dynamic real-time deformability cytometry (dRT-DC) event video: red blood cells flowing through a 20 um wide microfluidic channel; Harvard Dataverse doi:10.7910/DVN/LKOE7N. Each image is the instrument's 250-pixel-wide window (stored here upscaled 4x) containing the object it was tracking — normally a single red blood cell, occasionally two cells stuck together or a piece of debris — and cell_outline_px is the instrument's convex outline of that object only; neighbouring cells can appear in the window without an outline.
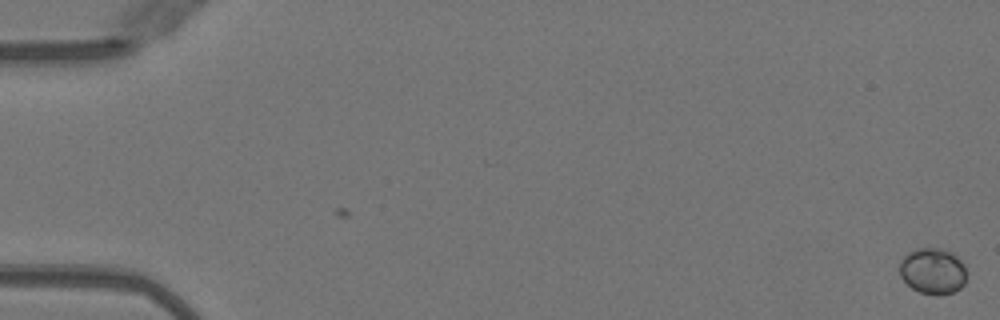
{"species": "Egyptian fruit bat (a non-hibernating species)", "species_latin": "Rousettus aegyptiacus", "temperature_condition": "warm", "stored_images_in_passage": 4, "camera_frame_rate_fps": 3000, "um_per_image_px": 0.085, "animal": {"sex": "female"}, "frame": {"image": 1, "passage_image": 4, "time_ms": 1.0, "image_size_px": [1000, 320], "cell_outline_px": [[964, 284], [960, 288], [952, 292], [940, 296], [936, 296], [920, 292], [912, 288], [900, 276], [900, 260], [908, 252], [916, 248], [940, 248], [952, 252], [964, 264]], "centroid_in_image_um": [79.26, 23.04], "position_along_channel_um": 5.7, "area_um2": 17.98}}